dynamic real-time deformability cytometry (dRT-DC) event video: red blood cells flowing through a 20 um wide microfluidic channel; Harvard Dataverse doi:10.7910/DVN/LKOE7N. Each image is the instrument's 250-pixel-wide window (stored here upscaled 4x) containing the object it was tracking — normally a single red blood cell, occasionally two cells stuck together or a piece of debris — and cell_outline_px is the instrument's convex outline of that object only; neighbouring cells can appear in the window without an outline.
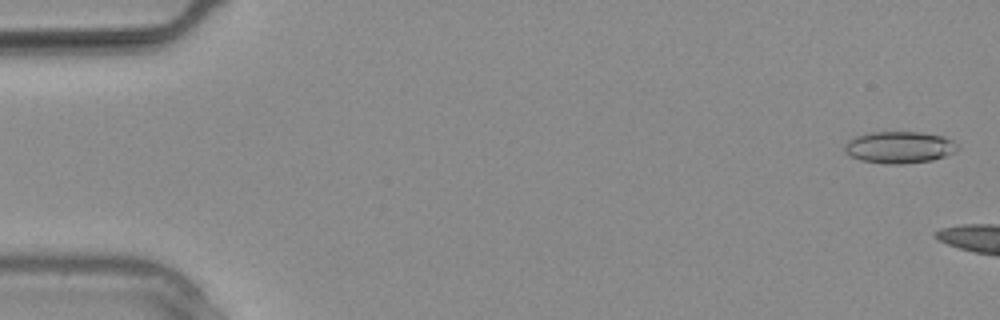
{"species": "common noctule bat (a hibernating species)", "species_latin": "Nyctalus noctula", "temperature_condition": "warm", "stored_images_in_passage": 4, "camera_frame_rate_fps": 3000, "um_per_image_px": 0.085, "animal": {"sex": "male", "body_mass_g": 20.4}, "frame": {"image": 1, "passage_image": 1, "time_ms": 0.0, "image_size_px": [1000, 320], "cell_outline_px": [[960, 148], [944, 156], [932, 160], [904, 164], [888, 164], [860, 160], [852, 156], [844, 148], [844, 144], [848, 140], [856, 136], [868, 132], [920, 132], [944, 136], [952, 140]], "centroid_in_image_um": [76.44, 12.51], "position_along_channel_um": 8.6, "area_um2": 20.87}}